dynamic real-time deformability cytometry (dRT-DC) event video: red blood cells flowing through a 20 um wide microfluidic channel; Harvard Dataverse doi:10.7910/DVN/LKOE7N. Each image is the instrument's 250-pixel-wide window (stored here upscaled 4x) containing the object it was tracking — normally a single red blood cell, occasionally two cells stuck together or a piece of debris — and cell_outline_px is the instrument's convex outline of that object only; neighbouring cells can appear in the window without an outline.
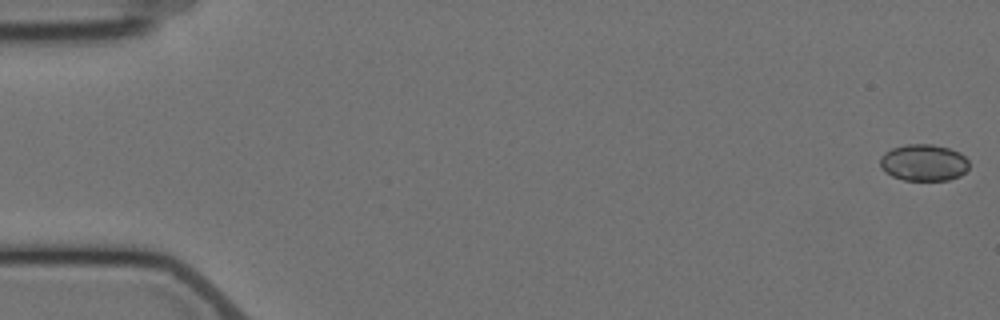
{"species": "Egyptian fruit bat (a non-hibernating species)", "species_latin": "Rousettus aegyptiacus", "temperature_condition": "cold", "stored_images_in_passage": 5, "camera_frame_rate_fps": 3000, "um_per_image_px": 0.085, "animal": {"sex": "female"}, "frame": {"image": 1, "passage_image": 1, "time_ms": 0.0, "image_size_px": [1000, 320], "cell_outline_px": [[968, 168], [960, 176], [948, 180], [904, 180], [892, 176], [884, 172], [880, 168], [880, 156], [884, 152], [892, 148], [904, 144], [932, 144], [948, 148], [960, 152], [968, 160]], "centroid_in_image_um": [78.48, 13.82], "position_along_channel_um": 6.5, "area_um2": 19.19}}
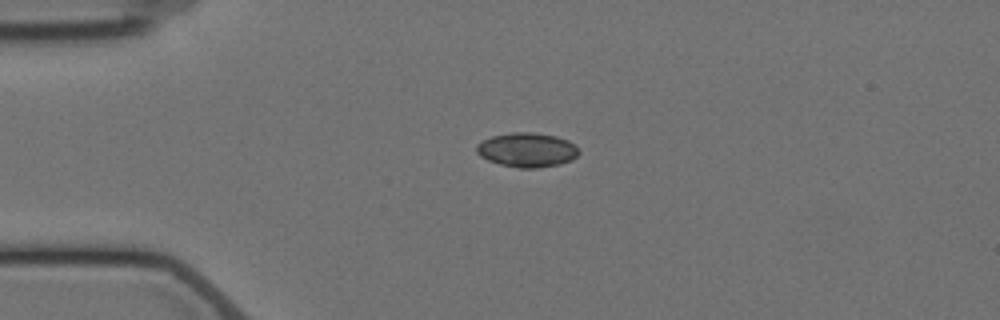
{"frame": {"image": 2, "passage_image": 4, "time_ms": 4.333, "image_size_px": [1000, 320], "cell_outline_px": [[580, 152], [572, 160], [560, 164], [536, 168], [520, 168], [500, 164], [488, 160], [480, 156], [476, 152], [476, 144], [492, 136], [512, 132], [532, 132], [556, 136], [568, 140], [576, 144]], "centroid_in_image_um": [44.82, 12.74], "position_along_channel_um": 40.2, "area_um2": 20.58}}